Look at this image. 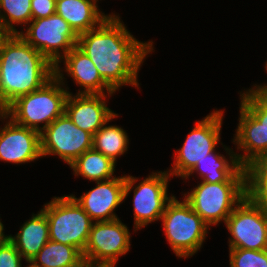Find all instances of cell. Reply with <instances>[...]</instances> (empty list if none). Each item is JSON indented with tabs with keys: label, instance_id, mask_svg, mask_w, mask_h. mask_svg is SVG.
<instances>
[{
	"label": "cell",
	"instance_id": "cell-1",
	"mask_svg": "<svg viewBox=\"0 0 267 267\" xmlns=\"http://www.w3.org/2000/svg\"><path fill=\"white\" fill-rule=\"evenodd\" d=\"M153 42H140L122 24L109 16L96 28L79 34L77 47L94 63L104 82L114 91L123 85L139 88L137 75Z\"/></svg>",
	"mask_w": 267,
	"mask_h": 267
},
{
	"label": "cell",
	"instance_id": "cell-2",
	"mask_svg": "<svg viewBox=\"0 0 267 267\" xmlns=\"http://www.w3.org/2000/svg\"><path fill=\"white\" fill-rule=\"evenodd\" d=\"M55 75V66L19 34H10L0 48V90L10 104L42 87Z\"/></svg>",
	"mask_w": 267,
	"mask_h": 267
},
{
	"label": "cell",
	"instance_id": "cell-3",
	"mask_svg": "<svg viewBox=\"0 0 267 267\" xmlns=\"http://www.w3.org/2000/svg\"><path fill=\"white\" fill-rule=\"evenodd\" d=\"M60 65H55V75L42 87L29 94L17 97L9 104L7 117L15 123L41 132L65 112V102L69 91L64 84ZM62 85V86H61ZM44 125L40 127V123Z\"/></svg>",
	"mask_w": 267,
	"mask_h": 267
},
{
	"label": "cell",
	"instance_id": "cell-4",
	"mask_svg": "<svg viewBox=\"0 0 267 267\" xmlns=\"http://www.w3.org/2000/svg\"><path fill=\"white\" fill-rule=\"evenodd\" d=\"M161 220L167 241L180 258L200 250L210 227L185 199L179 201L175 196L167 203Z\"/></svg>",
	"mask_w": 267,
	"mask_h": 267
},
{
	"label": "cell",
	"instance_id": "cell-5",
	"mask_svg": "<svg viewBox=\"0 0 267 267\" xmlns=\"http://www.w3.org/2000/svg\"><path fill=\"white\" fill-rule=\"evenodd\" d=\"M41 209L47 217L50 241L71 245L82 253L94 221L70 195L54 197Z\"/></svg>",
	"mask_w": 267,
	"mask_h": 267
},
{
	"label": "cell",
	"instance_id": "cell-6",
	"mask_svg": "<svg viewBox=\"0 0 267 267\" xmlns=\"http://www.w3.org/2000/svg\"><path fill=\"white\" fill-rule=\"evenodd\" d=\"M246 196L245 182L208 183L201 181L184 199L208 225L226 222Z\"/></svg>",
	"mask_w": 267,
	"mask_h": 267
},
{
	"label": "cell",
	"instance_id": "cell-7",
	"mask_svg": "<svg viewBox=\"0 0 267 267\" xmlns=\"http://www.w3.org/2000/svg\"><path fill=\"white\" fill-rule=\"evenodd\" d=\"M28 24L26 32L21 31L19 35L54 66L77 45L79 35L57 13L32 19Z\"/></svg>",
	"mask_w": 267,
	"mask_h": 267
},
{
	"label": "cell",
	"instance_id": "cell-8",
	"mask_svg": "<svg viewBox=\"0 0 267 267\" xmlns=\"http://www.w3.org/2000/svg\"><path fill=\"white\" fill-rule=\"evenodd\" d=\"M169 177L171 175L167 171L152 172L133 187L138 179L125 175L124 199L134 189V231L161 219L167 203L173 198V195L168 197L167 194Z\"/></svg>",
	"mask_w": 267,
	"mask_h": 267
},
{
	"label": "cell",
	"instance_id": "cell-9",
	"mask_svg": "<svg viewBox=\"0 0 267 267\" xmlns=\"http://www.w3.org/2000/svg\"><path fill=\"white\" fill-rule=\"evenodd\" d=\"M222 110H215L196 122L195 127L186 137L182 148L175 152V162L167 172L172 176L184 178L198 161L206 158L219 143L223 119Z\"/></svg>",
	"mask_w": 267,
	"mask_h": 267
},
{
	"label": "cell",
	"instance_id": "cell-10",
	"mask_svg": "<svg viewBox=\"0 0 267 267\" xmlns=\"http://www.w3.org/2000/svg\"><path fill=\"white\" fill-rule=\"evenodd\" d=\"M130 232L121 220L94 222L83 251L85 263L114 267L130 249Z\"/></svg>",
	"mask_w": 267,
	"mask_h": 267
},
{
	"label": "cell",
	"instance_id": "cell-11",
	"mask_svg": "<svg viewBox=\"0 0 267 267\" xmlns=\"http://www.w3.org/2000/svg\"><path fill=\"white\" fill-rule=\"evenodd\" d=\"M229 248L267 249V212L246 196L226 219Z\"/></svg>",
	"mask_w": 267,
	"mask_h": 267
},
{
	"label": "cell",
	"instance_id": "cell-12",
	"mask_svg": "<svg viewBox=\"0 0 267 267\" xmlns=\"http://www.w3.org/2000/svg\"><path fill=\"white\" fill-rule=\"evenodd\" d=\"M93 136L76 126L64 112L40 132L41 155H58L68 165L92 149Z\"/></svg>",
	"mask_w": 267,
	"mask_h": 267
},
{
	"label": "cell",
	"instance_id": "cell-13",
	"mask_svg": "<svg viewBox=\"0 0 267 267\" xmlns=\"http://www.w3.org/2000/svg\"><path fill=\"white\" fill-rule=\"evenodd\" d=\"M125 175L96 181V187L79 198L71 195L95 222L118 219L114 211L124 199Z\"/></svg>",
	"mask_w": 267,
	"mask_h": 267
},
{
	"label": "cell",
	"instance_id": "cell-14",
	"mask_svg": "<svg viewBox=\"0 0 267 267\" xmlns=\"http://www.w3.org/2000/svg\"><path fill=\"white\" fill-rule=\"evenodd\" d=\"M8 121L0 128V160L22 164L42 157L40 132Z\"/></svg>",
	"mask_w": 267,
	"mask_h": 267
},
{
	"label": "cell",
	"instance_id": "cell-15",
	"mask_svg": "<svg viewBox=\"0 0 267 267\" xmlns=\"http://www.w3.org/2000/svg\"><path fill=\"white\" fill-rule=\"evenodd\" d=\"M105 94H76L69 92L65 113L80 129L92 136L115 114L106 105Z\"/></svg>",
	"mask_w": 267,
	"mask_h": 267
},
{
	"label": "cell",
	"instance_id": "cell-16",
	"mask_svg": "<svg viewBox=\"0 0 267 267\" xmlns=\"http://www.w3.org/2000/svg\"><path fill=\"white\" fill-rule=\"evenodd\" d=\"M233 140L238 145L237 149L245 153L236 154L243 167L267 156V129L241 103L239 124Z\"/></svg>",
	"mask_w": 267,
	"mask_h": 267
},
{
	"label": "cell",
	"instance_id": "cell-17",
	"mask_svg": "<svg viewBox=\"0 0 267 267\" xmlns=\"http://www.w3.org/2000/svg\"><path fill=\"white\" fill-rule=\"evenodd\" d=\"M224 149L230 155V161L223 155L216 153L215 149L210 154H207L206 158L198 161L184 179H188L193 172H198L203 182H245V169L239 163L236 156L237 153H234L228 147Z\"/></svg>",
	"mask_w": 267,
	"mask_h": 267
},
{
	"label": "cell",
	"instance_id": "cell-18",
	"mask_svg": "<svg viewBox=\"0 0 267 267\" xmlns=\"http://www.w3.org/2000/svg\"><path fill=\"white\" fill-rule=\"evenodd\" d=\"M65 71L84 90L77 94H104L112 96L115 92L104 82L99 71L90 58L84 54L77 46L70 50L64 57Z\"/></svg>",
	"mask_w": 267,
	"mask_h": 267
},
{
	"label": "cell",
	"instance_id": "cell-19",
	"mask_svg": "<svg viewBox=\"0 0 267 267\" xmlns=\"http://www.w3.org/2000/svg\"><path fill=\"white\" fill-rule=\"evenodd\" d=\"M97 0H56V13L79 35L98 27L109 15L100 12Z\"/></svg>",
	"mask_w": 267,
	"mask_h": 267
},
{
	"label": "cell",
	"instance_id": "cell-20",
	"mask_svg": "<svg viewBox=\"0 0 267 267\" xmlns=\"http://www.w3.org/2000/svg\"><path fill=\"white\" fill-rule=\"evenodd\" d=\"M49 240V225L46 214L42 210L33 214L15 236L9 235V241L28 263Z\"/></svg>",
	"mask_w": 267,
	"mask_h": 267
},
{
	"label": "cell",
	"instance_id": "cell-21",
	"mask_svg": "<svg viewBox=\"0 0 267 267\" xmlns=\"http://www.w3.org/2000/svg\"><path fill=\"white\" fill-rule=\"evenodd\" d=\"M84 263L78 248L49 240L27 267H81Z\"/></svg>",
	"mask_w": 267,
	"mask_h": 267
},
{
	"label": "cell",
	"instance_id": "cell-22",
	"mask_svg": "<svg viewBox=\"0 0 267 267\" xmlns=\"http://www.w3.org/2000/svg\"><path fill=\"white\" fill-rule=\"evenodd\" d=\"M115 164L111 158L92 148L71 163L70 168L73 169L74 175H81L96 182L115 177Z\"/></svg>",
	"mask_w": 267,
	"mask_h": 267
},
{
	"label": "cell",
	"instance_id": "cell-23",
	"mask_svg": "<svg viewBox=\"0 0 267 267\" xmlns=\"http://www.w3.org/2000/svg\"><path fill=\"white\" fill-rule=\"evenodd\" d=\"M118 114H114L94 135L92 148L116 162L117 157L123 155L128 148L129 139L126 131L115 125H107Z\"/></svg>",
	"mask_w": 267,
	"mask_h": 267
},
{
	"label": "cell",
	"instance_id": "cell-24",
	"mask_svg": "<svg viewBox=\"0 0 267 267\" xmlns=\"http://www.w3.org/2000/svg\"><path fill=\"white\" fill-rule=\"evenodd\" d=\"M246 197L267 212V158H259L245 167Z\"/></svg>",
	"mask_w": 267,
	"mask_h": 267
},
{
	"label": "cell",
	"instance_id": "cell-25",
	"mask_svg": "<svg viewBox=\"0 0 267 267\" xmlns=\"http://www.w3.org/2000/svg\"><path fill=\"white\" fill-rule=\"evenodd\" d=\"M0 9V23L9 34H19L13 24L26 26L32 20L31 0H0Z\"/></svg>",
	"mask_w": 267,
	"mask_h": 267
},
{
	"label": "cell",
	"instance_id": "cell-26",
	"mask_svg": "<svg viewBox=\"0 0 267 267\" xmlns=\"http://www.w3.org/2000/svg\"><path fill=\"white\" fill-rule=\"evenodd\" d=\"M230 267H267V249L229 248Z\"/></svg>",
	"mask_w": 267,
	"mask_h": 267
},
{
	"label": "cell",
	"instance_id": "cell-27",
	"mask_svg": "<svg viewBox=\"0 0 267 267\" xmlns=\"http://www.w3.org/2000/svg\"><path fill=\"white\" fill-rule=\"evenodd\" d=\"M240 96V103L267 129V106L250 89Z\"/></svg>",
	"mask_w": 267,
	"mask_h": 267
},
{
	"label": "cell",
	"instance_id": "cell-28",
	"mask_svg": "<svg viewBox=\"0 0 267 267\" xmlns=\"http://www.w3.org/2000/svg\"><path fill=\"white\" fill-rule=\"evenodd\" d=\"M22 258L9 240L0 244V267H22Z\"/></svg>",
	"mask_w": 267,
	"mask_h": 267
},
{
	"label": "cell",
	"instance_id": "cell-29",
	"mask_svg": "<svg viewBox=\"0 0 267 267\" xmlns=\"http://www.w3.org/2000/svg\"><path fill=\"white\" fill-rule=\"evenodd\" d=\"M32 19H40L56 13V0H31Z\"/></svg>",
	"mask_w": 267,
	"mask_h": 267
},
{
	"label": "cell",
	"instance_id": "cell-30",
	"mask_svg": "<svg viewBox=\"0 0 267 267\" xmlns=\"http://www.w3.org/2000/svg\"><path fill=\"white\" fill-rule=\"evenodd\" d=\"M250 90L267 106V86H255Z\"/></svg>",
	"mask_w": 267,
	"mask_h": 267
},
{
	"label": "cell",
	"instance_id": "cell-31",
	"mask_svg": "<svg viewBox=\"0 0 267 267\" xmlns=\"http://www.w3.org/2000/svg\"><path fill=\"white\" fill-rule=\"evenodd\" d=\"M9 113V104L6 102L0 90V117H7Z\"/></svg>",
	"mask_w": 267,
	"mask_h": 267
},
{
	"label": "cell",
	"instance_id": "cell-32",
	"mask_svg": "<svg viewBox=\"0 0 267 267\" xmlns=\"http://www.w3.org/2000/svg\"><path fill=\"white\" fill-rule=\"evenodd\" d=\"M10 34L4 29L3 25L0 23V48L2 42L9 36Z\"/></svg>",
	"mask_w": 267,
	"mask_h": 267
},
{
	"label": "cell",
	"instance_id": "cell-33",
	"mask_svg": "<svg viewBox=\"0 0 267 267\" xmlns=\"http://www.w3.org/2000/svg\"><path fill=\"white\" fill-rule=\"evenodd\" d=\"M3 230H4V226H3V224H2V222L0 220V244L4 243V242H7L9 240V236L4 235Z\"/></svg>",
	"mask_w": 267,
	"mask_h": 267
},
{
	"label": "cell",
	"instance_id": "cell-34",
	"mask_svg": "<svg viewBox=\"0 0 267 267\" xmlns=\"http://www.w3.org/2000/svg\"><path fill=\"white\" fill-rule=\"evenodd\" d=\"M81 267H109V266L92 265V264L84 263Z\"/></svg>",
	"mask_w": 267,
	"mask_h": 267
},
{
	"label": "cell",
	"instance_id": "cell-35",
	"mask_svg": "<svg viewBox=\"0 0 267 267\" xmlns=\"http://www.w3.org/2000/svg\"><path fill=\"white\" fill-rule=\"evenodd\" d=\"M265 66H266L265 69H266V71H267V62H266V64H265ZM264 86H267V85L265 84Z\"/></svg>",
	"mask_w": 267,
	"mask_h": 267
}]
</instances>
